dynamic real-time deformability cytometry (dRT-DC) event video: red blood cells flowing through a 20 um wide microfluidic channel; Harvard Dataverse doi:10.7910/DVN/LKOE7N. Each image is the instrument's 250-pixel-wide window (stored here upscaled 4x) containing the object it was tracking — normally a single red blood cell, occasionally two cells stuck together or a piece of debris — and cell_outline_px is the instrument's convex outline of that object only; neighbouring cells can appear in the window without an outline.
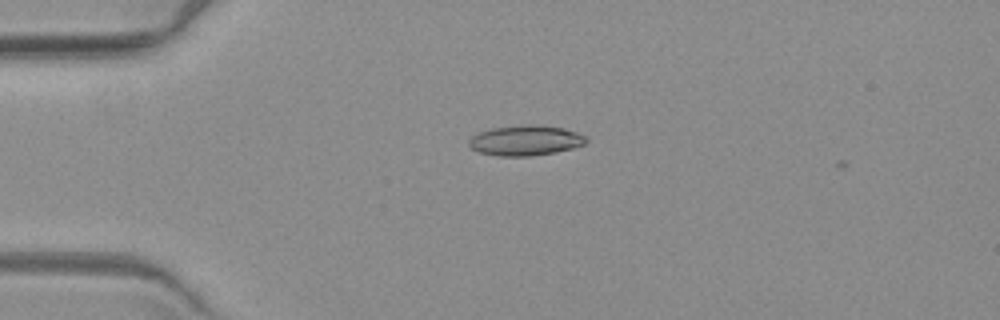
{"species": "common noctule bat (a hibernating species)", "species_latin": "Nyctalus noctula", "temperature_condition": "warm", "stored_images_in_passage": 7, "camera_frame_rate_fps": 3000, "um_per_image_px": 0.085, "animal": {"sex": "female", "body_mass_g": 19.3, "forearm_length_mm": 54.1}, "frame": {"image": 1, "passage_image": 2, "time_ms": 1.0, "image_size_px": [1000, 320], "cell_outline_px": [[588, 140], [584, 144], [572, 148], [556, 152], [532, 156], [496, 156], [480, 152], [472, 148], [468, 144], [468, 140], [472, 136], [480, 132], [492, 128], [528, 124], [564, 128], [588, 136]], "centroid_in_image_um": [44.68, 11.94], "position_along_channel_um": 40.3, "area_um2": 20.63}}
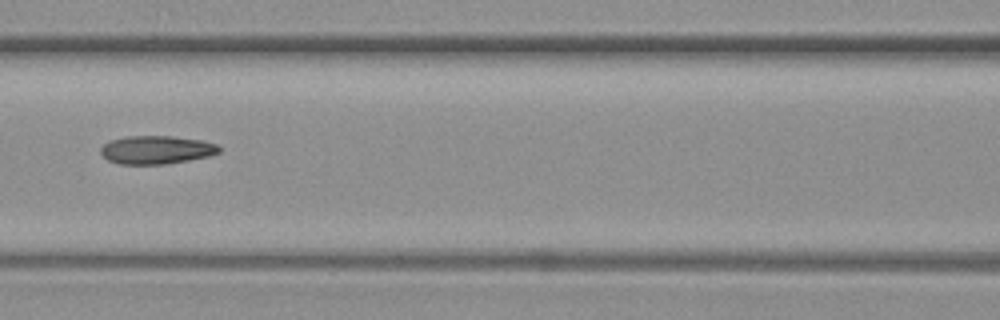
{"frame": {"image": 2, "passage_image": 5, "time_ms": 5.0, "image_size_px": [1000, 320], "cell_outline_px": [[220, 152], [208, 156], [168, 164], [120, 164], [108, 160], [100, 152], [100, 148], [104, 144], [112, 140], [128, 136], [172, 136], [200, 140], [216, 144], [220, 148]], "centroid_in_image_um": [13.29, 12.74], "position_along_channel_um": 153.3, "area_um2": 19.36}}
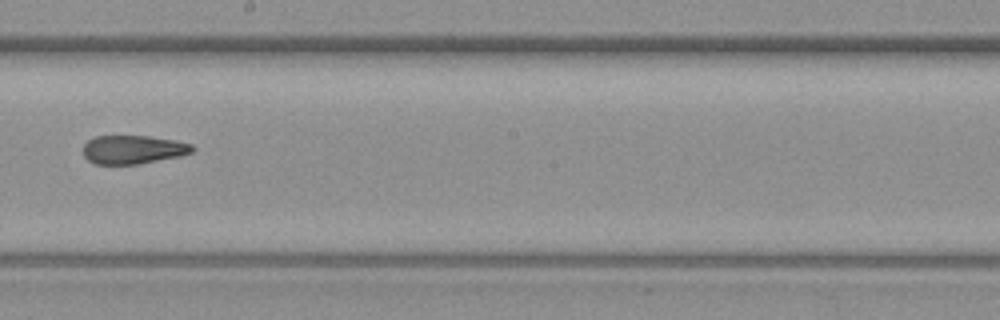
{"frame": {"image": 3, "passage_image": 7, "time_ms": 7.333, "image_size_px": [1000, 320], "cell_outline_px": [[192, 152], [180, 156], [136, 164], [96, 164], [88, 160], [84, 156], [84, 144], [88, 140], [96, 136], [148, 136], [172, 140], [192, 144]], "centroid_in_image_um": [11.28, 12.71], "position_along_channel_um": 236.9, "area_um2": 17.92}}